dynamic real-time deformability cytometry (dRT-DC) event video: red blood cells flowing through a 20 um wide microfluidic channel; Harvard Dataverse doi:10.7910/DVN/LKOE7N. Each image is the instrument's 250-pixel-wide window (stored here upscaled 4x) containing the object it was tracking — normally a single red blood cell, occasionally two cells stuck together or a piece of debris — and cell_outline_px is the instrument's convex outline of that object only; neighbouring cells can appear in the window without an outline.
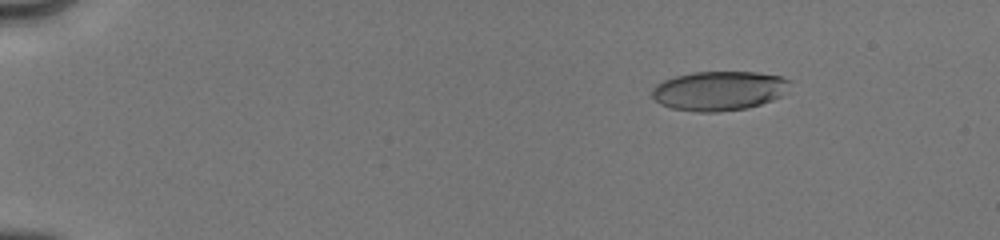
{"species": "human", "species_latin": "Homo sapiens", "temperature_condition": "cold", "stored_images_in_passage": 12, "camera_frame_rate_fps": 3000, "um_per_image_px": 0.085, "donor": {"sex": "male"}, "frame": {"image": 1, "passage_image": 5, "time_ms": 2.333, "image_size_px": [1000, 240], "cell_outline_px": [[792, 80], [784, 96], [748, 108], [720, 112], [696, 112], [672, 108], [660, 104], [652, 96], [652, 88], [656, 84], [664, 80], [676, 76], [692, 72], [756, 72], [780, 76]], "centroid_in_image_um": [61.15, 7.72], "position_along_channel_um": 23.9, "area_um2": 31.91}}
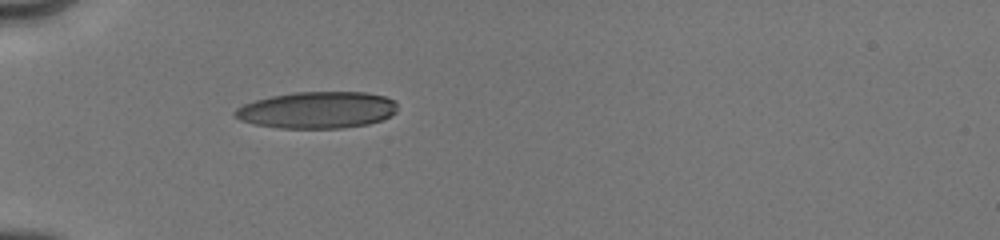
{"frame": {"image": 2, "passage_image": 10, "time_ms": 5.667, "image_size_px": [1000, 240], "cell_outline_px": [[396, 112], [380, 120], [368, 124], [340, 128], [280, 128], [252, 124], [240, 120], [232, 116], [232, 112], [236, 108], [244, 104], [256, 100], [272, 96], [292, 92], [364, 92], [384, 96], [396, 100]], "centroid_in_image_um": [26.92, 9.35], "position_along_channel_um": 58.1, "area_um2": 34.85}}
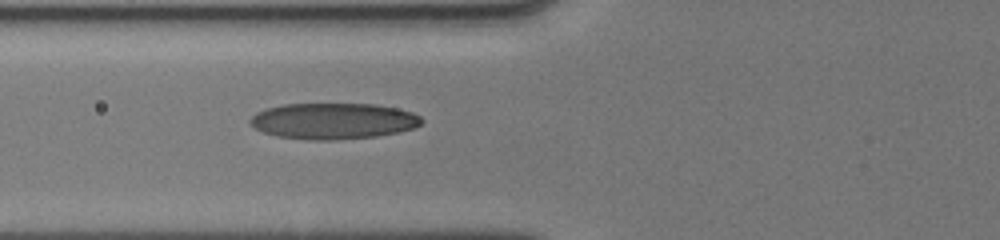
{"frame": {"image": 3, "passage_image": 12, "time_ms": 7.0, "image_size_px": [1000, 240], "cell_outline_px": [[424, 120], [420, 124], [412, 128], [400, 132], [376, 136], [336, 140], [308, 140], [276, 136], [264, 132], [248, 124], [248, 120], [256, 112], [268, 108], [284, 104], [376, 104], [396, 108], [412, 112], [420, 116]], "centroid_in_image_um": [28.31, 10.29], "position_along_channel_um": 97.5, "area_um2": 36.18}}